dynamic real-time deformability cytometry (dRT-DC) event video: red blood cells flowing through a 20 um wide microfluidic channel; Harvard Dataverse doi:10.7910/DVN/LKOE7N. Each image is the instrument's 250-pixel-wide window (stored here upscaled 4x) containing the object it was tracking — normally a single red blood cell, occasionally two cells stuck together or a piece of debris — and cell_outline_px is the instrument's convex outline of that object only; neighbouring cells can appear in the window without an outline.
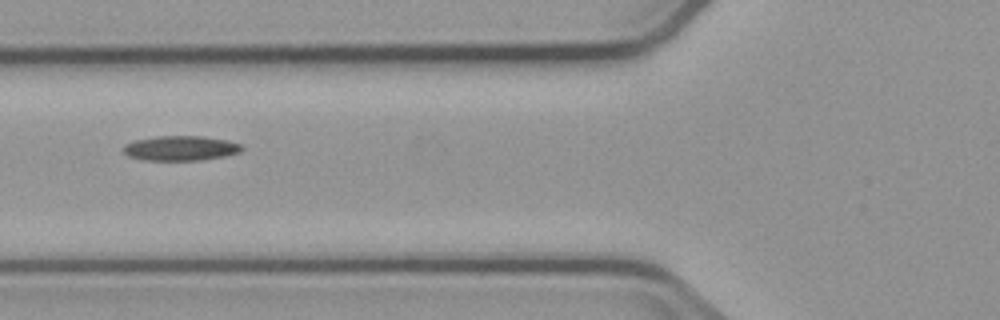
{"species": "common noctule bat (a hibernating species)", "species_latin": "Nyctalus noctula", "temperature_condition": "cold", "stored_images_in_passage": 6, "camera_frame_rate_fps": 3000, "um_per_image_px": 0.085, "animal": {"sex": "male", "body_mass_g": 23.1, "forearm_length_mm": 52.7}, "frame": {"image": 1, "passage_image": 5, "time_ms": 5.333, "image_size_px": [1000, 320], "cell_outline_px": [[244, 148], [240, 152], [224, 156], [204, 160], [140, 160], [128, 156], [124, 152], [124, 144], [136, 140], [156, 136], [204, 136], [228, 140], [240, 144]], "centroid_in_image_um": [15.36, 12.6], "position_along_channel_um": 110.4, "area_um2": 17.22}}
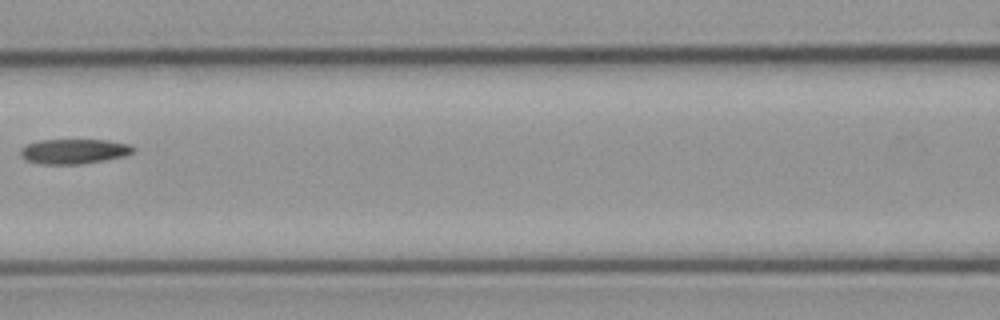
{"frame": {"image": 2, "passage_image": 6, "time_ms": 6.667, "image_size_px": [1000, 320], "cell_outline_px": [[136, 148], [132, 152], [124, 156], [104, 160], [80, 164], [44, 164], [28, 160], [20, 156], [20, 148], [28, 144], [40, 140], [108, 140], [128, 144]], "centroid_in_image_um": [6.29, 12.86], "position_along_channel_um": 160.3, "area_um2": 16.18}}